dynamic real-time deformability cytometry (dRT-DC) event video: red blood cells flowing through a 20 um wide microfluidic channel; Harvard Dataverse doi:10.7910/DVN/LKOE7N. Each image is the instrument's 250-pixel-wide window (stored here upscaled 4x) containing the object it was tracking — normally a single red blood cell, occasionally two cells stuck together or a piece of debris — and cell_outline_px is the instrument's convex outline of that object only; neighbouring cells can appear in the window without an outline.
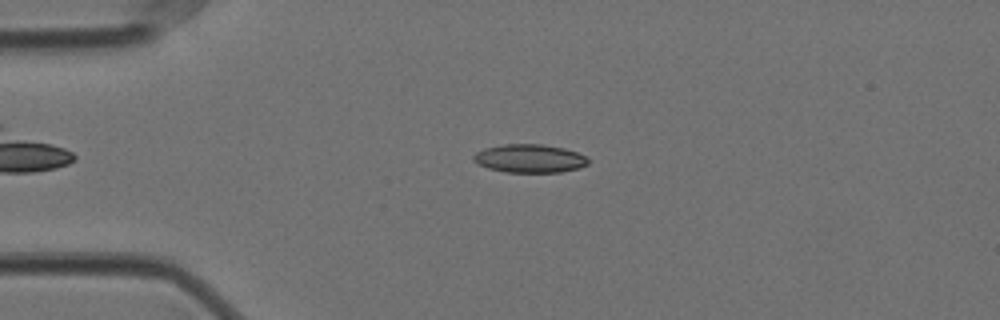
{"species": "Egyptian fruit bat (a non-hibernating species)", "species_latin": "Rousettus aegyptiacus", "temperature_condition": "cold", "stored_images_in_passage": 52, "camera_frame_rate_fps": 3000, "um_per_image_px": 0.085, "animal": {"sex": "female"}, "frame": {"image": 1, "passage_image": 13, "time_ms": 4.0, "image_size_px": [1000, 320], "cell_outline_px": [[588, 164], [580, 168], [560, 172], [504, 172], [488, 168], [472, 160], [472, 156], [476, 152], [484, 148], [504, 144], [540, 144], [564, 148], [588, 156]], "centroid_in_image_um": [45.02, 13.47], "position_along_channel_um": 40.0, "area_um2": 19.02}}
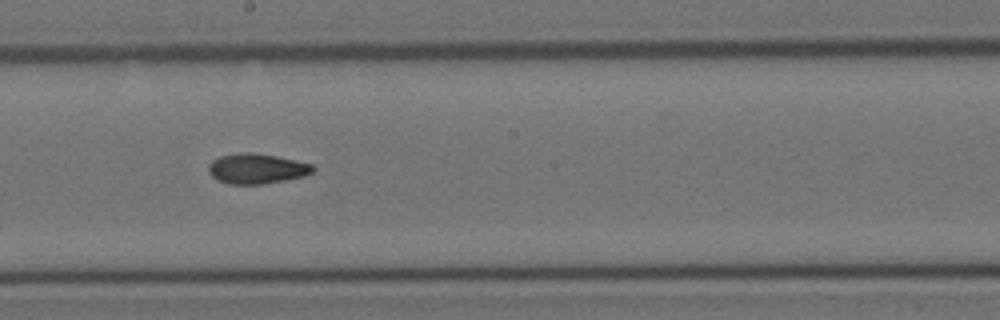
{"frame": {"image": 2, "passage_image": 31, "time_ms": 10.0, "image_size_px": [1000, 320], "cell_outline_px": [[316, 168], [312, 172], [304, 176], [284, 180], [260, 184], [228, 184], [216, 180], [208, 172], [208, 164], [212, 160], [220, 156], [244, 152], [252, 152], [276, 156], [312, 164]], "centroid_in_image_um": [21.79, 14.33], "position_along_channel_um": 226.4, "area_um2": 18.32}}
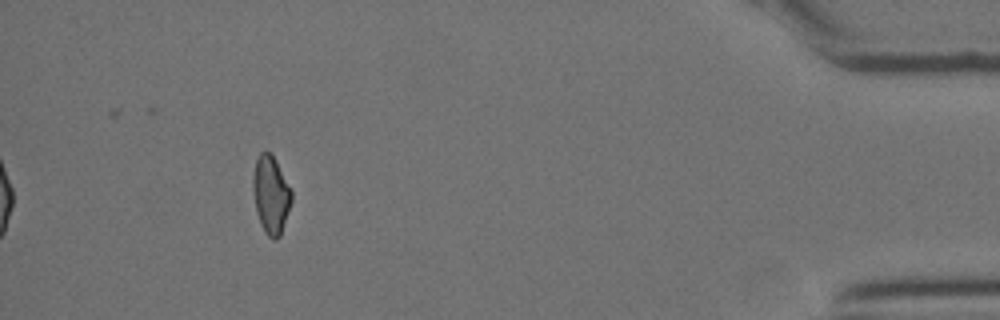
{"frame": {"image": 3, "passage_image": 52, "time_ms": 17.0, "image_size_px": [1000, 320], "cell_outline_px": [[292, 200], [280, 236], [276, 240], [272, 240], [264, 232], [260, 224], [256, 212], [252, 188], [252, 176], [256, 160], [260, 152], [272, 152], [292, 192]], "centroid_in_image_um": [23.01, 16.56], "position_along_channel_um": 412.2, "area_um2": 17.63}, "authors_computed_cell_mechanics": {"area_um2": 18.1203, "velocity_mm_per_s": 3.5364, "shape_relaxation_time_tau1_ms": null, "shape_relaxation_time_tau2_ms": 6.8521, "deformation_change_tau1": null, "deformation_change_tau2": 0.1268}}